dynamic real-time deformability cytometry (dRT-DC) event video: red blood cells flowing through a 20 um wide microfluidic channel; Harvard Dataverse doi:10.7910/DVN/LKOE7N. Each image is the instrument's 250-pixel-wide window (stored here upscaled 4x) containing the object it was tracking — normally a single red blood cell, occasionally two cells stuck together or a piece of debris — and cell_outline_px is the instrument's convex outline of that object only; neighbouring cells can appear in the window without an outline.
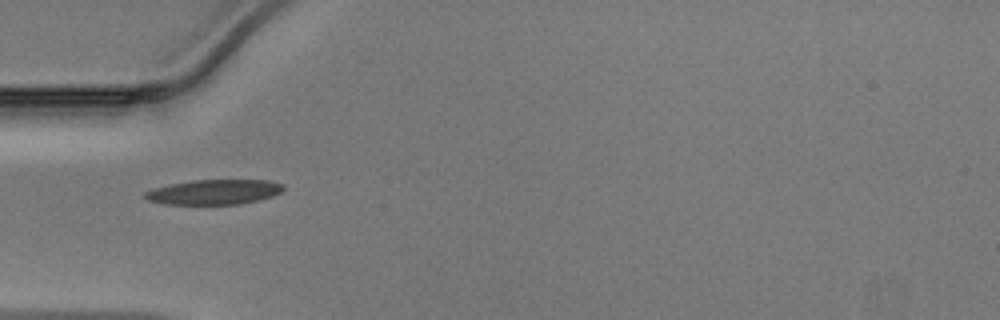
{"species": "Egyptian fruit bat (a non-hibernating species)", "species_latin": "Rousettus aegyptiacus", "temperature_condition": "warm", "stored_images_in_passage": 31, "camera_frame_rate_fps": 3000, "um_per_image_px": 0.085, "animal": {"sex": "male"}, "frame": {"image": 1, "passage_image": 1, "time_ms": 0.0, "image_size_px": [1000, 320], "cell_outline_px": [[284, 188], [280, 192], [272, 196], [260, 200], [240, 204], [164, 204], [148, 200], [144, 196], [144, 192], [156, 188], [172, 184], [192, 180], [268, 180], [284, 184]], "centroid_in_image_um": [18.23, 16.32], "position_along_channel_um": 66.8, "area_um2": 20.0}}
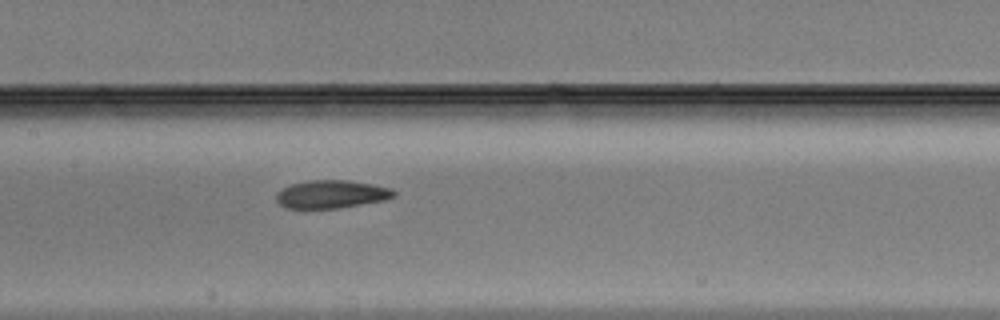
{"frame": {"image": 2, "passage_image": 9, "time_ms": 2.667, "image_size_px": [1000, 320], "cell_outline_px": [[396, 196], [384, 200], [336, 208], [284, 208], [276, 200], [276, 192], [292, 184], [308, 180], [344, 180], [372, 184], [392, 188], [396, 192]], "centroid_in_image_um": [28.17, 16.5], "position_along_channel_um": 179.2, "area_um2": 19.07}}
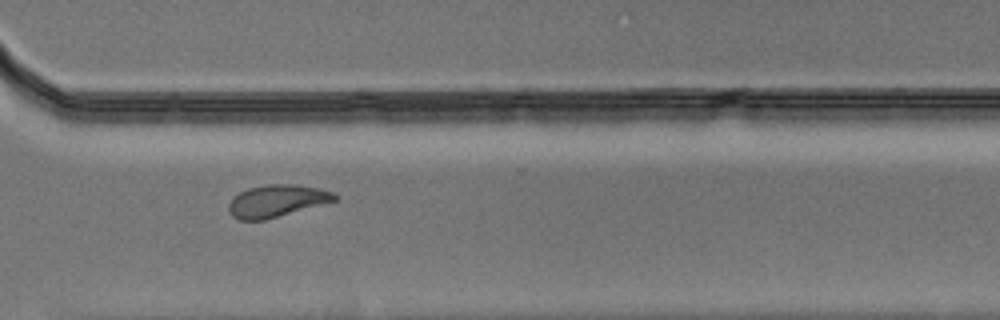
{"frame": {"image": 3, "passage_image": 21, "time_ms": 6.667, "image_size_px": [1000, 320], "cell_outline_px": [[340, 200], [264, 220], [240, 220], [232, 216], [228, 212], [228, 204], [240, 192], [248, 188], [268, 184], [296, 184], [320, 188], [332, 192], [340, 196]], "centroid_in_image_um": [23.58, 17.07], "position_along_channel_um": 347.0, "area_um2": 20.06}}